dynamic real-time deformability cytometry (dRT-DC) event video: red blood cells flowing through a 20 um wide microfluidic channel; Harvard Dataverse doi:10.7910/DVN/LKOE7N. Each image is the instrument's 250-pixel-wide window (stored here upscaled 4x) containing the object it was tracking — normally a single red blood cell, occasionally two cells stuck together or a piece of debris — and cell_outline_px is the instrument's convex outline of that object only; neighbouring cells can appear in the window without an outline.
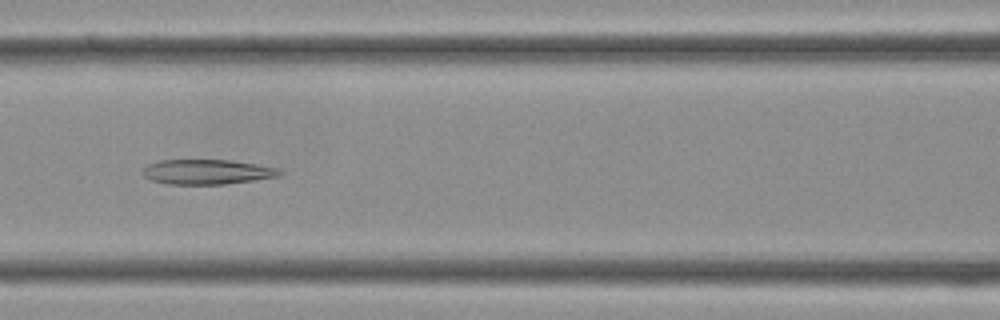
{"species": "Egyptian fruit bat (a non-hibernating species)", "species_latin": "Rousettus aegyptiacus", "temperature_condition": "cold", "stored_images_in_passage": 25, "camera_frame_rate_fps": 3000, "um_per_image_px": 0.085, "frame": {"image": 1, "passage_image": 5, "time_ms": 1.333, "image_size_px": [1000, 320], "cell_outline_px": [[284, 172], [280, 176], [224, 184], [168, 184], [152, 180], [144, 176], [144, 168], [148, 164], [160, 160], [228, 160], [256, 164], [276, 168]], "centroid_in_image_um": [17.6, 14.61], "position_along_channel_um": 149.0, "area_um2": 19.59}}
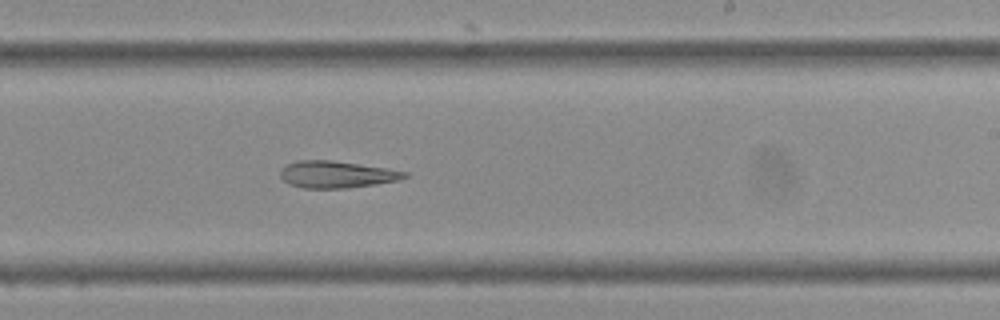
{"frame": {"image": 2, "passage_image": 11, "time_ms": 3.333, "image_size_px": [1000, 320], "cell_outline_px": [[408, 176], [400, 180], [376, 184], [344, 188], [304, 188], [288, 184], [280, 176], [280, 172], [288, 164], [296, 160], [332, 160], [388, 168], [408, 172]], "centroid_in_image_um": [28.64, 14.82], "position_along_channel_um": 260.4, "area_um2": 19.48}}
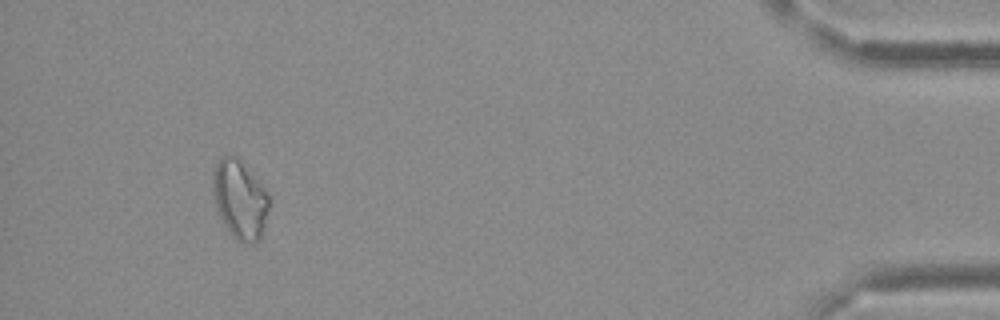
{"frame": {"image": 3, "passage_image": 23, "time_ms": 7.333, "image_size_px": [1000, 320], "cell_outline_px": [[268, 208], [264, 228], [260, 240], [256, 244], [244, 244], [236, 240], [228, 232], [216, 208], [212, 188], [212, 172], [220, 156], [228, 152], [236, 156], [264, 188], [268, 196]], "centroid_in_image_um": [20.35, 16.97], "position_along_channel_um": 414.8, "area_um2": 26.01}}